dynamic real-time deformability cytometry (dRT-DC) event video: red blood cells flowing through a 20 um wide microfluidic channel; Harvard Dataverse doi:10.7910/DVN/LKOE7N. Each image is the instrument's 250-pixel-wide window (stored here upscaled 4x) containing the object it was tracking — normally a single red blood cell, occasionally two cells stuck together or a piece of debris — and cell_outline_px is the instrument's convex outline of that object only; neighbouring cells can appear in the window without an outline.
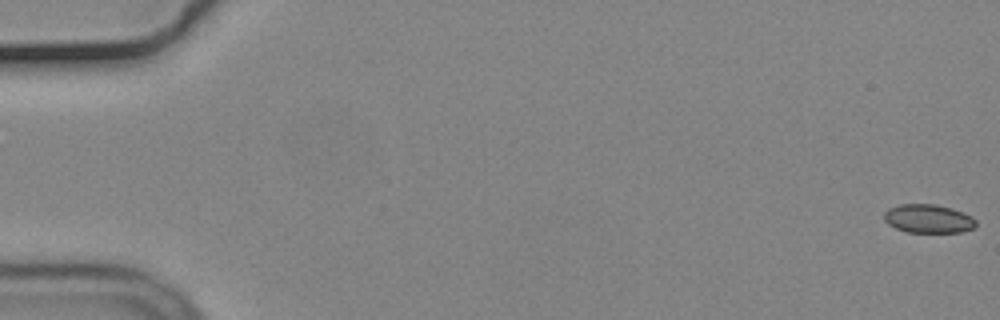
{"species": "common noctule bat (a hibernating species)", "species_latin": "Nyctalus noctula", "temperature_condition": "cold", "stored_images_in_passage": 56, "camera_frame_rate_fps": 3000, "um_per_image_px": 0.085, "animal": {"sex": "male", "body_mass_g": 19.2, "forearm_length_mm": 51.8}, "frame": {"image": 1, "passage_image": 1, "time_ms": 0.0, "image_size_px": [1000, 320], "cell_outline_px": [[976, 228], [960, 232], [908, 232], [896, 228], [888, 224], [884, 220], [884, 212], [888, 208], [900, 204], [936, 204], [952, 208], [972, 216], [976, 220]], "centroid_in_image_um": [78.92, 18.58], "position_along_channel_um": 6.1, "area_um2": 15.43}}
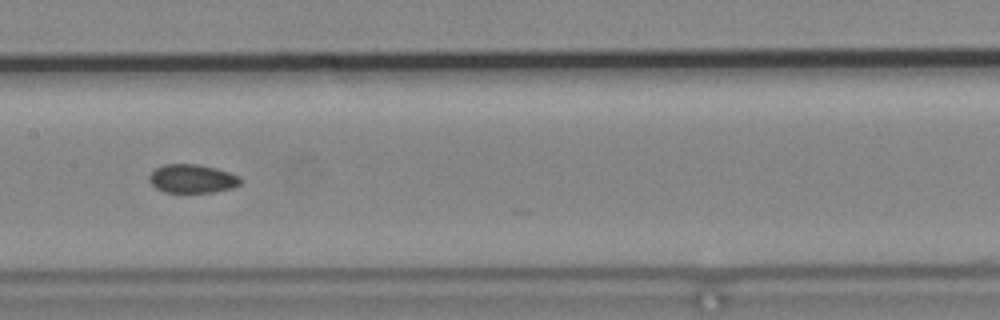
{"frame": {"image": 2, "passage_image": 29, "time_ms": 9.333, "image_size_px": [1000, 320], "cell_outline_px": [[244, 180], [240, 184], [232, 188], [212, 192], [164, 192], [156, 188], [148, 180], [148, 176], [156, 168], [164, 164], [196, 164], [216, 168], [240, 176]], "centroid_in_image_um": [16.35, 15.18], "position_along_channel_um": 191.0, "area_um2": 15.26}}
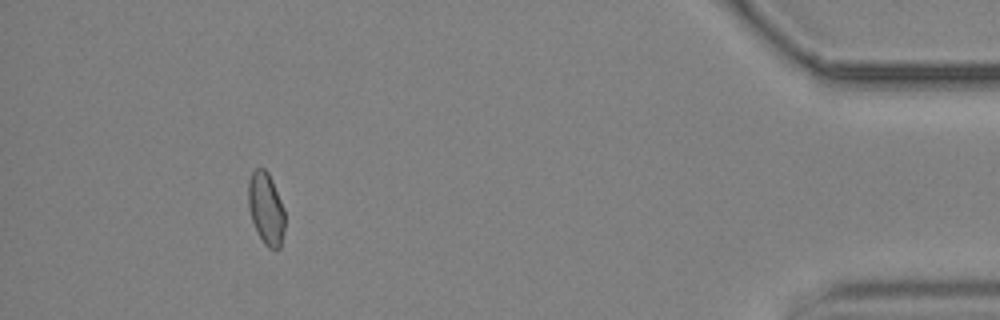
{"frame": {"image": 3, "passage_image": 52, "time_ms": 17.0, "image_size_px": [1000, 320], "cell_outline_px": [[284, 232], [280, 248], [268, 248], [264, 244], [252, 220], [248, 208], [248, 180], [252, 172], [256, 168], [264, 168], [268, 172], [272, 180], [284, 208]], "centroid_in_image_um": [22.61, 17.7], "position_along_channel_um": 412.6, "area_um2": 15.32}}